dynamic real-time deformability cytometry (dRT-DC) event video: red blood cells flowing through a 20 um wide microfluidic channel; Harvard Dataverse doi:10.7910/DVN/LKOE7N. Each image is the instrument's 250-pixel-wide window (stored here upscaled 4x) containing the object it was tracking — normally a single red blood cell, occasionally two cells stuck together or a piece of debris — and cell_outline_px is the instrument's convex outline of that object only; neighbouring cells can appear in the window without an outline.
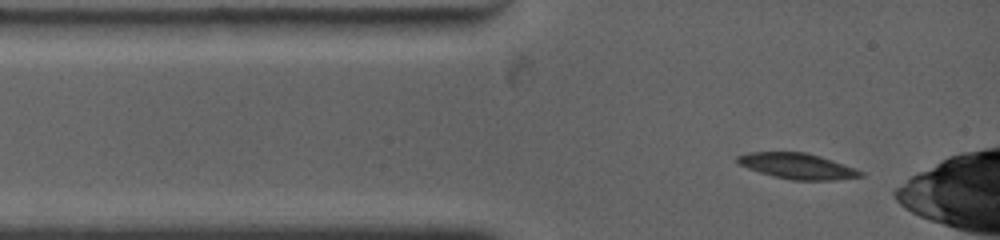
{"species": "common noctule bat (a hibernating species)", "species_latin": "Nyctalus noctula", "temperature_condition": "warm", "stored_images_in_passage": 23, "camera_frame_rate_fps": 4500, "um_per_image_px": 0.085, "animal": {"sex": "female", "body_mass_g": 19.0, "forearm_length_mm": 53.3}, "frame": {"image": 1, "passage_image": 1, "time_ms": 0.0, "image_size_px": [1000, 240], "cell_outline_px": [[864, 176], [836, 180], [792, 180], [772, 176], [736, 164], [736, 156], [748, 152], [808, 152], [832, 160], [864, 172]], "centroid_in_image_um": [67.74, 14.11], "position_along_channel_um": 17.3, "area_um2": 18.5}}
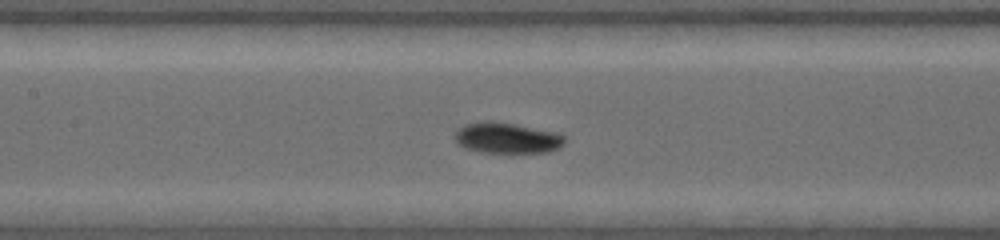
{"frame": {"image": 2, "passage_image": 10, "time_ms": 4.444, "image_size_px": [1000, 240], "cell_outline_px": [[564, 144], [560, 148], [548, 152], [480, 152], [464, 148], [456, 140], [456, 132], [464, 124], [484, 120], [492, 120], [516, 124], [556, 132], [564, 136]], "centroid_in_image_um": [43.1, 11.71], "position_along_channel_um": 164.3, "area_um2": 19.71}}
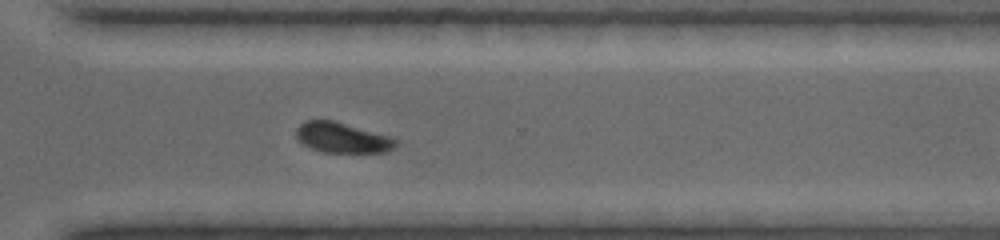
{"frame": {"image": 3, "passage_image": 22, "time_ms": 9.111, "image_size_px": [1000, 240], "cell_outline_px": [[400, 140], [388, 152], [324, 152], [312, 148], [304, 144], [296, 136], [296, 128], [304, 120], [332, 120], [388, 136]], "centroid_in_image_um": [29.08, 11.7], "position_along_channel_um": 341.5, "area_um2": 17.28}}